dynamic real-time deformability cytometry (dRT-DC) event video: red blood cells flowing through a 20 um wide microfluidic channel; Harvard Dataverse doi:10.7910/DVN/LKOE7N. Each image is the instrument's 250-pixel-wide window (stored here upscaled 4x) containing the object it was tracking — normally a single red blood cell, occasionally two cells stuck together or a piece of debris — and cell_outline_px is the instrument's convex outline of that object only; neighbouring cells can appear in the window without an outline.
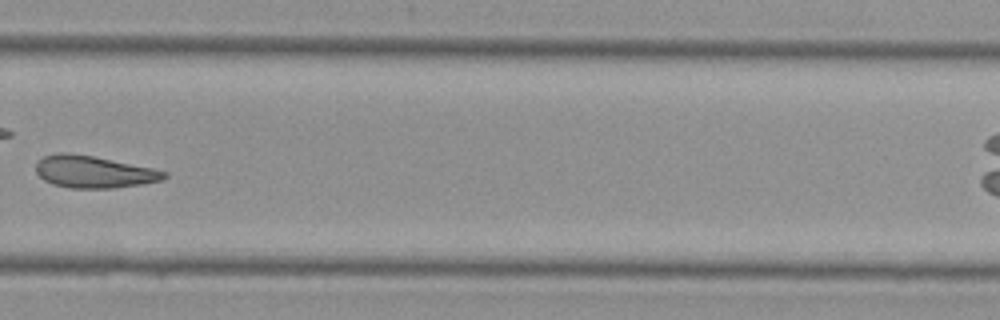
{"species": "Egyptian fruit bat (a non-hibernating species)", "species_latin": "Rousettus aegyptiacus", "temperature_condition": "cold", "stored_images_in_passage": 30, "camera_frame_rate_fps": 3000, "um_per_image_px": 0.085, "animal": {"sex": "female"}, "frame": {"image": 1, "passage_image": 22, "time_ms": 7.0, "image_size_px": [1000, 320], "cell_outline_px": [[168, 176], [164, 180], [144, 184], [112, 188], [68, 188], [52, 184], [44, 180], [36, 172], [36, 160], [44, 156], [60, 152], [68, 152], [92, 156], [152, 168], [168, 172]], "centroid_in_image_um": [7.96, 14.61], "position_along_channel_um": 321.8, "area_um2": 24.1}}